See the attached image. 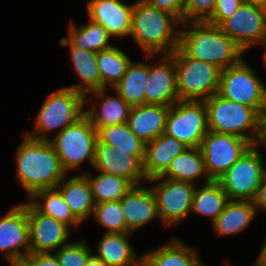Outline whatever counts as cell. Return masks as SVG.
<instances>
[{
    "label": "cell",
    "mask_w": 266,
    "mask_h": 266,
    "mask_svg": "<svg viewBox=\"0 0 266 266\" xmlns=\"http://www.w3.org/2000/svg\"><path fill=\"white\" fill-rule=\"evenodd\" d=\"M181 24L175 16L144 0L133 3L130 35L144 57L150 60L161 53L172 54L179 47L180 29L177 27Z\"/></svg>",
    "instance_id": "6da1fadb"
},
{
    "label": "cell",
    "mask_w": 266,
    "mask_h": 266,
    "mask_svg": "<svg viewBox=\"0 0 266 266\" xmlns=\"http://www.w3.org/2000/svg\"><path fill=\"white\" fill-rule=\"evenodd\" d=\"M15 156L16 176L26 190L27 198L36 191L56 188L67 176L49 141L25 136Z\"/></svg>",
    "instance_id": "7a4b0ae2"
},
{
    "label": "cell",
    "mask_w": 266,
    "mask_h": 266,
    "mask_svg": "<svg viewBox=\"0 0 266 266\" xmlns=\"http://www.w3.org/2000/svg\"><path fill=\"white\" fill-rule=\"evenodd\" d=\"M180 30L179 48L190 58L211 63L221 70L238 64L244 51L219 26L204 22H186Z\"/></svg>",
    "instance_id": "3957f363"
},
{
    "label": "cell",
    "mask_w": 266,
    "mask_h": 266,
    "mask_svg": "<svg viewBox=\"0 0 266 266\" xmlns=\"http://www.w3.org/2000/svg\"><path fill=\"white\" fill-rule=\"evenodd\" d=\"M204 102L208 130L233 134L246 139L251 145H256L260 114L254 108L226 100L217 93Z\"/></svg>",
    "instance_id": "277c9868"
},
{
    "label": "cell",
    "mask_w": 266,
    "mask_h": 266,
    "mask_svg": "<svg viewBox=\"0 0 266 266\" xmlns=\"http://www.w3.org/2000/svg\"><path fill=\"white\" fill-rule=\"evenodd\" d=\"M84 96L70 87H63L48 95L39 109L34 132L25 135L36 140L49 141L47 133L53 129L61 132L84 115ZM60 127V128H59ZM38 133V135H37Z\"/></svg>",
    "instance_id": "5b68a950"
},
{
    "label": "cell",
    "mask_w": 266,
    "mask_h": 266,
    "mask_svg": "<svg viewBox=\"0 0 266 266\" xmlns=\"http://www.w3.org/2000/svg\"><path fill=\"white\" fill-rule=\"evenodd\" d=\"M174 58L179 100L205 101L218 92L221 69L188 57L179 47Z\"/></svg>",
    "instance_id": "8992f818"
},
{
    "label": "cell",
    "mask_w": 266,
    "mask_h": 266,
    "mask_svg": "<svg viewBox=\"0 0 266 266\" xmlns=\"http://www.w3.org/2000/svg\"><path fill=\"white\" fill-rule=\"evenodd\" d=\"M97 141L98 132L85 115L49 139L66 173L80 167L86 159L93 166Z\"/></svg>",
    "instance_id": "52a82bcc"
},
{
    "label": "cell",
    "mask_w": 266,
    "mask_h": 266,
    "mask_svg": "<svg viewBox=\"0 0 266 266\" xmlns=\"http://www.w3.org/2000/svg\"><path fill=\"white\" fill-rule=\"evenodd\" d=\"M258 145H252L217 181L229 200L254 201L266 163Z\"/></svg>",
    "instance_id": "ba28073f"
},
{
    "label": "cell",
    "mask_w": 266,
    "mask_h": 266,
    "mask_svg": "<svg viewBox=\"0 0 266 266\" xmlns=\"http://www.w3.org/2000/svg\"><path fill=\"white\" fill-rule=\"evenodd\" d=\"M217 94L226 100L250 106L259 114L266 105V85L244 59L221 70Z\"/></svg>",
    "instance_id": "9c48e42d"
},
{
    "label": "cell",
    "mask_w": 266,
    "mask_h": 266,
    "mask_svg": "<svg viewBox=\"0 0 266 266\" xmlns=\"http://www.w3.org/2000/svg\"><path fill=\"white\" fill-rule=\"evenodd\" d=\"M208 131L204 101L179 100L169 107L164 134L187 147L200 148Z\"/></svg>",
    "instance_id": "30bf717a"
},
{
    "label": "cell",
    "mask_w": 266,
    "mask_h": 266,
    "mask_svg": "<svg viewBox=\"0 0 266 266\" xmlns=\"http://www.w3.org/2000/svg\"><path fill=\"white\" fill-rule=\"evenodd\" d=\"M147 181H158V184L150 188L155 195L159 219L165 226H174L190 215L196 184L169 180L161 176Z\"/></svg>",
    "instance_id": "8fae6325"
},
{
    "label": "cell",
    "mask_w": 266,
    "mask_h": 266,
    "mask_svg": "<svg viewBox=\"0 0 266 266\" xmlns=\"http://www.w3.org/2000/svg\"><path fill=\"white\" fill-rule=\"evenodd\" d=\"M251 146L239 136L209 130L200 145L208 176L217 180Z\"/></svg>",
    "instance_id": "7c38bea8"
},
{
    "label": "cell",
    "mask_w": 266,
    "mask_h": 266,
    "mask_svg": "<svg viewBox=\"0 0 266 266\" xmlns=\"http://www.w3.org/2000/svg\"><path fill=\"white\" fill-rule=\"evenodd\" d=\"M219 27L244 52L256 44H262L266 64V9L242 3Z\"/></svg>",
    "instance_id": "4fadbf2b"
},
{
    "label": "cell",
    "mask_w": 266,
    "mask_h": 266,
    "mask_svg": "<svg viewBox=\"0 0 266 266\" xmlns=\"http://www.w3.org/2000/svg\"><path fill=\"white\" fill-rule=\"evenodd\" d=\"M30 253H53L68 244L71 228L26 203Z\"/></svg>",
    "instance_id": "5bb4252c"
},
{
    "label": "cell",
    "mask_w": 266,
    "mask_h": 266,
    "mask_svg": "<svg viewBox=\"0 0 266 266\" xmlns=\"http://www.w3.org/2000/svg\"><path fill=\"white\" fill-rule=\"evenodd\" d=\"M156 63L148 64V79L145 84V104H159L167 107L179 101L174 58L161 54Z\"/></svg>",
    "instance_id": "9a60e30c"
},
{
    "label": "cell",
    "mask_w": 266,
    "mask_h": 266,
    "mask_svg": "<svg viewBox=\"0 0 266 266\" xmlns=\"http://www.w3.org/2000/svg\"><path fill=\"white\" fill-rule=\"evenodd\" d=\"M143 160L144 156L129 155L126 151L105 145L98 140L93 166L99 172L122 177L134 186L148 180L144 173Z\"/></svg>",
    "instance_id": "2e32d148"
},
{
    "label": "cell",
    "mask_w": 266,
    "mask_h": 266,
    "mask_svg": "<svg viewBox=\"0 0 266 266\" xmlns=\"http://www.w3.org/2000/svg\"><path fill=\"white\" fill-rule=\"evenodd\" d=\"M21 248H23L22 251ZM0 252H5L3 255L8 262L29 255V228L26 202L14 206L1 218Z\"/></svg>",
    "instance_id": "e0dca14e"
},
{
    "label": "cell",
    "mask_w": 266,
    "mask_h": 266,
    "mask_svg": "<svg viewBox=\"0 0 266 266\" xmlns=\"http://www.w3.org/2000/svg\"><path fill=\"white\" fill-rule=\"evenodd\" d=\"M133 4L121 0H89V20L100 24L114 38L130 36Z\"/></svg>",
    "instance_id": "ac0fdd59"
},
{
    "label": "cell",
    "mask_w": 266,
    "mask_h": 266,
    "mask_svg": "<svg viewBox=\"0 0 266 266\" xmlns=\"http://www.w3.org/2000/svg\"><path fill=\"white\" fill-rule=\"evenodd\" d=\"M148 187L134 185L120 200L126 233H134L154 218H159L155 195Z\"/></svg>",
    "instance_id": "d6986e66"
},
{
    "label": "cell",
    "mask_w": 266,
    "mask_h": 266,
    "mask_svg": "<svg viewBox=\"0 0 266 266\" xmlns=\"http://www.w3.org/2000/svg\"><path fill=\"white\" fill-rule=\"evenodd\" d=\"M169 107L159 104H143L131 107L127 125L131 131L147 143L164 134Z\"/></svg>",
    "instance_id": "ffe728a7"
},
{
    "label": "cell",
    "mask_w": 266,
    "mask_h": 266,
    "mask_svg": "<svg viewBox=\"0 0 266 266\" xmlns=\"http://www.w3.org/2000/svg\"><path fill=\"white\" fill-rule=\"evenodd\" d=\"M188 148L183 143L166 134L145 143L143 169L147 179L161 176L171 161Z\"/></svg>",
    "instance_id": "44dd1931"
},
{
    "label": "cell",
    "mask_w": 266,
    "mask_h": 266,
    "mask_svg": "<svg viewBox=\"0 0 266 266\" xmlns=\"http://www.w3.org/2000/svg\"><path fill=\"white\" fill-rule=\"evenodd\" d=\"M106 91V89H102L89 93L98 98L100 103L96 104L99 106L91 105V108L84 111V115L90 120L97 132L107 126L127 123L131 109V106L118 93L115 97L107 96Z\"/></svg>",
    "instance_id": "7402d4cb"
},
{
    "label": "cell",
    "mask_w": 266,
    "mask_h": 266,
    "mask_svg": "<svg viewBox=\"0 0 266 266\" xmlns=\"http://www.w3.org/2000/svg\"><path fill=\"white\" fill-rule=\"evenodd\" d=\"M196 250L174 237L165 245L146 252L141 260L147 266H204Z\"/></svg>",
    "instance_id": "603a6c76"
},
{
    "label": "cell",
    "mask_w": 266,
    "mask_h": 266,
    "mask_svg": "<svg viewBox=\"0 0 266 266\" xmlns=\"http://www.w3.org/2000/svg\"><path fill=\"white\" fill-rule=\"evenodd\" d=\"M63 181L64 178L56 188L63 195L73 214L83 222L93 215L96 206L89 181L83 174Z\"/></svg>",
    "instance_id": "cb8c5ba5"
},
{
    "label": "cell",
    "mask_w": 266,
    "mask_h": 266,
    "mask_svg": "<svg viewBox=\"0 0 266 266\" xmlns=\"http://www.w3.org/2000/svg\"><path fill=\"white\" fill-rule=\"evenodd\" d=\"M74 71L81 80V84L69 86L84 96V102L92 101L87 94L102 90V79L96 59L97 52L79 47H70ZM88 99V100H87Z\"/></svg>",
    "instance_id": "d4e9b609"
},
{
    "label": "cell",
    "mask_w": 266,
    "mask_h": 266,
    "mask_svg": "<svg viewBox=\"0 0 266 266\" xmlns=\"http://www.w3.org/2000/svg\"><path fill=\"white\" fill-rule=\"evenodd\" d=\"M257 213L252 201L229 200L223 212L211 223L217 235L244 231Z\"/></svg>",
    "instance_id": "484cf974"
},
{
    "label": "cell",
    "mask_w": 266,
    "mask_h": 266,
    "mask_svg": "<svg viewBox=\"0 0 266 266\" xmlns=\"http://www.w3.org/2000/svg\"><path fill=\"white\" fill-rule=\"evenodd\" d=\"M204 175L205 183L212 181L207 174L200 148L188 147L171 161L161 177L195 184L194 180Z\"/></svg>",
    "instance_id": "4316f807"
},
{
    "label": "cell",
    "mask_w": 266,
    "mask_h": 266,
    "mask_svg": "<svg viewBox=\"0 0 266 266\" xmlns=\"http://www.w3.org/2000/svg\"><path fill=\"white\" fill-rule=\"evenodd\" d=\"M132 233H105L99 241L96 257L107 266H135L141 257L137 258L131 243L128 241Z\"/></svg>",
    "instance_id": "83f0119b"
},
{
    "label": "cell",
    "mask_w": 266,
    "mask_h": 266,
    "mask_svg": "<svg viewBox=\"0 0 266 266\" xmlns=\"http://www.w3.org/2000/svg\"><path fill=\"white\" fill-rule=\"evenodd\" d=\"M28 202L37 211L55 218L70 228H72L71 226L78 228L82 223L70 210L57 188L36 191L28 198Z\"/></svg>",
    "instance_id": "f1b7e54d"
},
{
    "label": "cell",
    "mask_w": 266,
    "mask_h": 266,
    "mask_svg": "<svg viewBox=\"0 0 266 266\" xmlns=\"http://www.w3.org/2000/svg\"><path fill=\"white\" fill-rule=\"evenodd\" d=\"M88 24L76 28L74 24L69 26V37L60 39L62 46L79 47L89 51L98 52L107 50L113 45L109 44L112 37L103 26L89 20Z\"/></svg>",
    "instance_id": "f546056e"
},
{
    "label": "cell",
    "mask_w": 266,
    "mask_h": 266,
    "mask_svg": "<svg viewBox=\"0 0 266 266\" xmlns=\"http://www.w3.org/2000/svg\"><path fill=\"white\" fill-rule=\"evenodd\" d=\"M229 198L217 180L194 190L191 212L210 217L212 223L224 210Z\"/></svg>",
    "instance_id": "4dcf8cb0"
},
{
    "label": "cell",
    "mask_w": 266,
    "mask_h": 266,
    "mask_svg": "<svg viewBox=\"0 0 266 266\" xmlns=\"http://www.w3.org/2000/svg\"><path fill=\"white\" fill-rule=\"evenodd\" d=\"M148 79V63L129 64L126 73L114 86L116 92L131 106L145 104V84Z\"/></svg>",
    "instance_id": "1f68e13d"
},
{
    "label": "cell",
    "mask_w": 266,
    "mask_h": 266,
    "mask_svg": "<svg viewBox=\"0 0 266 266\" xmlns=\"http://www.w3.org/2000/svg\"><path fill=\"white\" fill-rule=\"evenodd\" d=\"M83 175L89 181L96 204L107 201H120L133 187L128 180L104 172H98L95 177L91 176L90 171L83 173Z\"/></svg>",
    "instance_id": "d6a6232c"
},
{
    "label": "cell",
    "mask_w": 266,
    "mask_h": 266,
    "mask_svg": "<svg viewBox=\"0 0 266 266\" xmlns=\"http://www.w3.org/2000/svg\"><path fill=\"white\" fill-rule=\"evenodd\" d=\"M98 69L102 79V89L114 87L126 73L130 57L116 46L101 50L96 55Z\"/></svg>",
    "instance_id": "836d02e7"
},
{
    "label": "cell",
    "mask_w": 266,
    "mask_h": 266,
    "mask_svg": "<svg viewBox=\"0 0 266 266\" xmlns=\"http://www.w3.org/2000/svg\"><path fill=\"white\" fill-rule=\"evenodd\" d=\"M98 140L126 151L129 155L145 156V142L131 131L127 123L101 128L98 131Z\"/></svg>",
    "instance_id": "e575fe53"
},
{
    "label": "cell",
    "mask_w": 266,
    "mask_h": 266,
    "mask_svg": "<svg viewBox=\"0 0 266 266\" xmlns=\"http://www.w3.org/2000/svg\"><path fill=\"white\" fill-rule=\"evenodd\" d=\"M93 217L107 228L104 233H126V222L120 201H107L96 204Z\"/></svg>",
    "instance_id": "d590c367"
},
{
    "label": "cell",
    "mask_w": 266,
    "mask_h": 266,
    "mask_svg": "<svg viewBox=\"0 0 266 266\" xmlns=\"http://www.w3.org/2000/svg\"><path fill=\"white\" fill-rule=\"evenodd\" d=\"M91 252L86 241L83 240L73 243L68 242L54 253L60 266H85Z\"/></svg>",
    "instance_id": "8d00e7d4"
},
{
    "label": "cell",
    "mask_w": 266,
    "mask_h": 266,
    "mask_svg": "<svg viewBox=\"0 0 266 266\" xmlns=\"http://www.w3.org/2000/svg\"><path fill=\"white\" fill-rule=\"evenodd\" d=\"M217 0H188L184 8V23L204 22L213 14Z\"/></svg>",
    "instance_id": "74e56055"
},
{
    "label": "cell",
    "mask_w": 266,
    "mask_h": 266,
    "mask_svg": "<svg viewBox=\"0 0 266 266\" xmlns=\"http://www.w3.org/2000/svg\"><path fill=\"white\" fill-rule=\"evenodd\" d=\"M241 4L242 0H217L213 14L206 22L220 26L235 13Z\"/></svg>",
    "instance_id": "f35d334b"
},
{
    "label": "cell",
    "mask_w": 266,
    "mask_h": 266,
    "mask_svg": "<svg viewBox=\"0 0 266 266\" xmlns=\"http://www.w3.org/2000/svg\"><path fill=\"white\" fill-rule=\"evenodd\" d=\"M151 6L175 16L181 23H184L185 4L182 0H144Z\"/></svg>",
    "instance_id": "ab89813d"
},
{
    "label": "cell",
    "mask_w": 266,
    "mask_h": 266,
    "mask_svg": "<svg viewBox=\"0 0 266 266\" xmlns=\"http://www.w3.org/2000/svg\"><path fill=\"white\" fill-rule=\"evenodd\" d=\"M27 257L35 266H60L54 253H29Z\"/></svg>",
    "instance_id": "60d3db41"
},
{
    "label": "cell",
    "mask_w": 266,
    "mask_h": 266,
    "mask_svg": "<svg viewBox=\"0 0 266 266\" xmlns=\"http://www.w3.org/2000/svg\"><path fill=\"white\" fill-rule=\"evenodd\" d=\"M253 203L257 209V212L259 208L266 210V170Z\"/></svg>",
    "instance_id": "b9f144b4"
},
{
    "label": "cell",
    "mask_w": 266,
    "mask_h": 266,
    "mask_svg": "<svg viewBox=\"0 0 266 266\" xmlns=\"http://www.w3.org/2000/svg\"><path fill=\"white\" fill-rule=\"evenodd\" d=\"M263 145L266 149V105L260 112V120H259V135L256 141V145Z\"/></svg>",
    "instance_id": "7bdbcfd3"
},
{
    "label": "cell",
    "mask_w": 266,
    "mask_h": 266,
    "mask_svg": "<svg viewBox=\"0 0 266 266\" xmlns=\"http://www.w3.org/2000/svg\"><path fill=\"white\" fill-rule=\"evenodd\" d=\"M8 263H10V266H35V264L28 257L13 259Z\"/></svg>",
    "instance_id": "ee69618b"
},
{
    "label": "cell",
    "mask_w": 266,
    "mask_h": 266,
    "mask_svg": "<svg viewBox=\"0 0 266 266\" xmlns=\"http://www.w3.org/2000/svg\"><path fill=\"white\" fill-rule=\"evenodd\" d=\"M254 266H266V240Z\"/></svg>",
    "instance_id": "f6af8a7d"
},
{
    "label": "cell",
    "mask_w": 266,
    "mask_h": 266,
    "mask_svg": "<svg viewBox=\"0 0 266 266\" xmlns=\"http://www.w3.org/2000/svg\"><path fill=\"white\" fill-rule=\"evenodd\" d=\"M85 266H107L100 258L95 255H90Z\"/></svg>",
    "instance_id": "bcb514c9"
},
{
    "label": "cell",
    "mask_w": 266,
    "mask_h": 266,
    "mask_svg": "<svg viewBox=\"0 0 266 266\" xmlns=\"http://www.w3.org/2000/svg\"><path fill=\"white\" fill-rule=\"evenodd\" d=\"M242 3L266 9V0H242Z\"/></svg>",
    "instance_id": "7dc6e473"
},
{
    "label": "cell",
    "mask_w": 266,
    "mask_h": 266,
    "mask_svg": "<svg viewBox=\"0 0 266 266\" xmlns=\"http://www.w3.org/2000/svg\"><path fill=\"white\" fill-rule=\"evenodd\" d=\"M135 266H147L142 260H140Z\"/></svg>",
    "instance_id": "c3c4849f"
},
{
    "label": "cell",
    "mask_w": 266,
    "mask_h": 266,
    "mask_svg": "<svg viewBox=\"0 0 266 266\" xmlns=\"http://www.w3.org/2000/svg\"><path fill=\"white\" fill-rule=\"evenodd\" d=\"M182 1H183L184 4H186L188 0H182Z\"/></svg>",
    "instance_id": "681fc988"
}]
</instances>
